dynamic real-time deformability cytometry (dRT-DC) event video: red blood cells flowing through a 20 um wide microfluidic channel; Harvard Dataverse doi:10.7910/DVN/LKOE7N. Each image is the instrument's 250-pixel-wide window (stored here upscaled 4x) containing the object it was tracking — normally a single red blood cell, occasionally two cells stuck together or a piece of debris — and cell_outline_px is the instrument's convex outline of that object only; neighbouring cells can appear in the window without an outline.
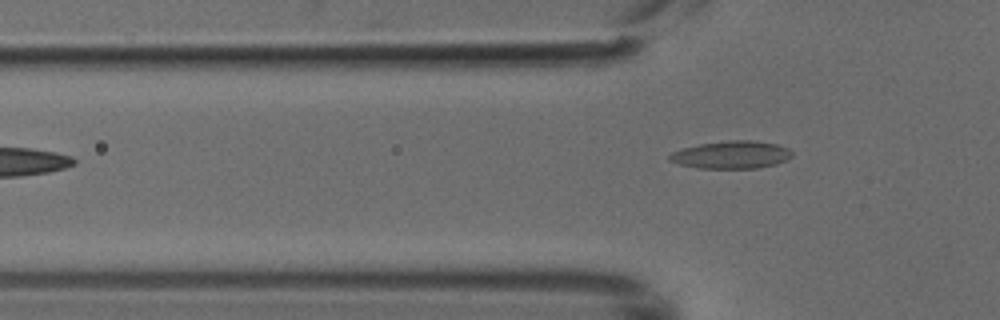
{"species": "common noctule bat (a hibernating species)", "species_latin": "Nyctalus noctula", "temperature_condition": "cold", "stored_images_in_passage": 5, "camera_frame_rate_fps": 3000, "um_per_image_px": 0.085, "animal": {"sex": "male", "body_mass_g": 18.8}, "frame": {"image": 1, "passage_image": 5, "time_ms": 1.333, "image_size_px": [1000, 320], "cell_outline_px": [[792, 156], [788, 160], [776, 164], [756, 168], [696, 168], [680, 164], [668, 160], [668, 156], [672, 152], [684, 148], [700, 144], [728, 140], [756, 140], [776, 144], [788, 148], [792, 152]], "centroid_in_image_um": [62.19, 13.15], "position_along_channel_um": 63.6, "area_um2": 19.77}}